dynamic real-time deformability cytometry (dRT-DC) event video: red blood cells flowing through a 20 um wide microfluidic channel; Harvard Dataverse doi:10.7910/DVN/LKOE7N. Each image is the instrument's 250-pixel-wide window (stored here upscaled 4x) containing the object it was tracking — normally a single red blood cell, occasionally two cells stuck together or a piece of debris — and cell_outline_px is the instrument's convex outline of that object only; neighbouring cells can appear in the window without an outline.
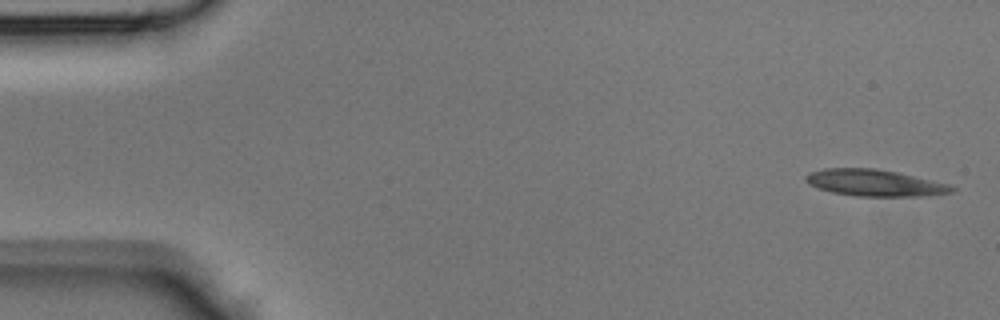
{"species": "Egyptian fruit bat (a non-hibernating species)", "species_latin": "Rousettus aegyptiacus", "temperature_condition": "room temperature", "stored_images_in_passage": 42, "camera_frame_rate_fps": 3000, "um_per_image_px": 0.085, "animal": {"sex": "male"}, "frame": {"image": 1, "passage_image": 1, "time_ms": 0.0, "image_size_px": [1000, 320], "cell_outline_px": [[956, 188], [952, 192], [924, 196], [856, 196], [832, 192], [816, 188], [808, 184], [804, 180], [804, 176], [808, 172], [824, 168], [876, 168], [896, 172], [948, 184]], "centroid_in_image_um": [74.27, 15.54], "position_along_channel_um": 10.7, "area_um2": 22.66}}
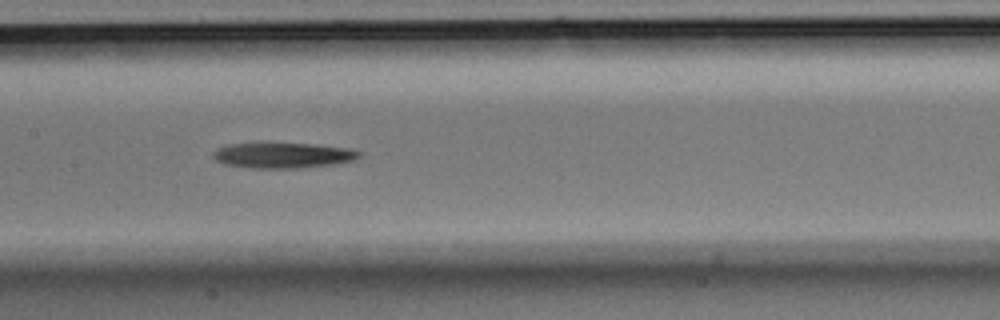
{"frame": {"image": 2, "passage_image": 20, "time_ms": 6.333, "image_size_px": [1000, 320], "cell_outline_px": [[360, 156], [356, 160], [336, 164], [304, 168], [252, 168], [224, 164], [216, 160], [212, 156], [212, 152], [228, 144], [256, 140], [268, 140], [316, 144], [348, 148], [360, 152]], "centroid_in_image_um": [24.01, 13.15], "position_along_channel_um": 183.4, "area_um2": 23.0}}
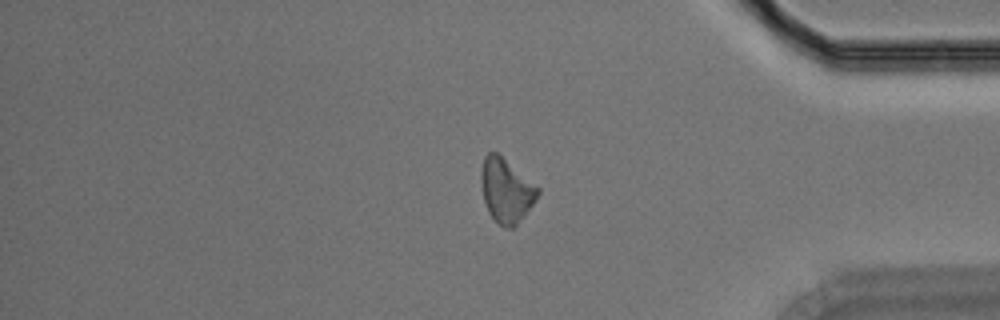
{"frame": {"image": 3, "passage_image": 35, "time_ms": 11.333, "image_size_px": [1000, 320], "cell_outline_px": [[540, 192], [536, 200], [524, 216], [512, 228], [508, 228], [500, 224], [488, 212], [484, 200], [480, 180], [480, 172], [484, 156], [488, 152], [496, 152], [540, 188]], "centroid_in_image_um": [43.02, 16.18], "position_along_channel_um": 392.2, "area_um2": 20.92}}